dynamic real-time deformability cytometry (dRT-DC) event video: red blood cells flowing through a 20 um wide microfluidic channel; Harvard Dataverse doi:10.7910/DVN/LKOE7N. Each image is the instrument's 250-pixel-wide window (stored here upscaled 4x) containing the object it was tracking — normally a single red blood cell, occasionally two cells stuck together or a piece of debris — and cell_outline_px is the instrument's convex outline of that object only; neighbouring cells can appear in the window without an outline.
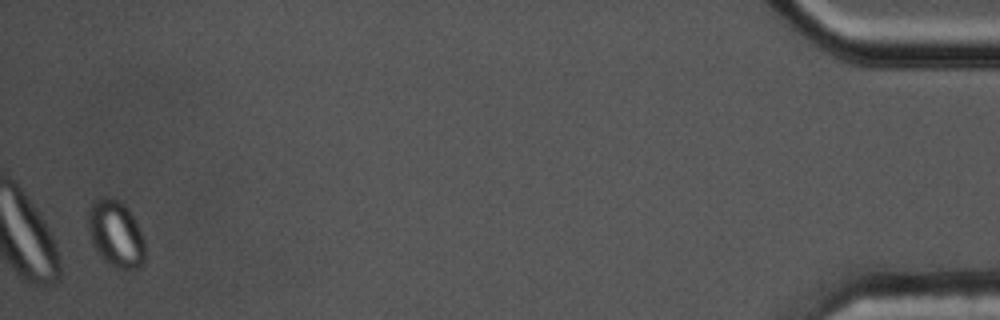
{"species": "common noctule bat (a hibernating species)", "species_latin": "Nyctalus noctula", "temperature_condition": "cold", "stored_images_in_passage": 44, "segment_of_instrument_passage": [2, 2], "camera_frame_rate_fps": 3000, "um_per_image_px": 0.085, "animal": {"sex": "male", "body_mass_g": 17.5, "forearm_length_mm": 52.3}, "frame": {"image": 1, "passage_image": 43, "time_ms": 14.0, "image_size_px": [1000, 320], "cell_outline_px": [[144, 264], [140, 268], [132, 272], [120, 272], [108, 264], [100, 256], [88, 232], [88, 212], [92, 204], [96, 200], [104, 196], [108, 196], [120, 200], [124, 204], [132, 216], [144, 240]], "centroid_in_image_um": [9.86, 19.95], "position_along_channel_um": 425.3, "area_um2": 22.43}}